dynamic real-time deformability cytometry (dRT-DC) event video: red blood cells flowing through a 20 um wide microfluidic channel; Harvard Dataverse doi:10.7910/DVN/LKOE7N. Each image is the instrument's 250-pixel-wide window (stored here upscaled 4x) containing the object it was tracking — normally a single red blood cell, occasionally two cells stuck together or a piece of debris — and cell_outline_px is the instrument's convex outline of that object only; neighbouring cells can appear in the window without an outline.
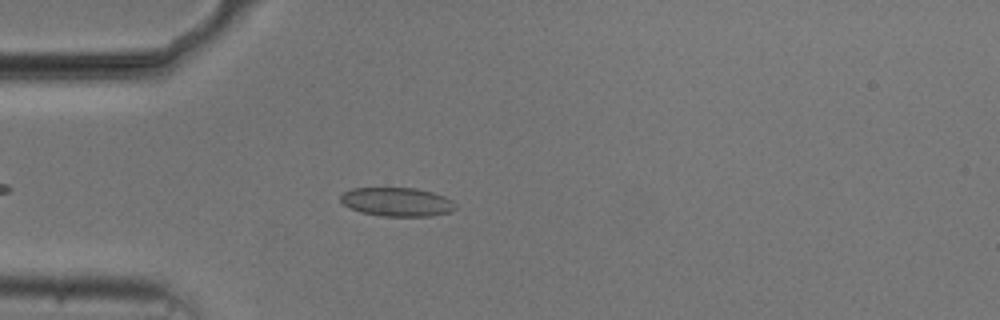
{"species": "common noctule bat (a hibernating species)", "species_latin": "Nyctalus noctula", "temperature_condition": "cold", "stored_images_in_passage": 46, "camera_frame_rate_fps": 3000, "um_per_image_px": 0.085, "animal": {"sex": "male", "body_mass_g": 20.5, "forearm_length_mm": 52.5}, "frame": {"image": 1, "passage_image": 7, "time_ms": 2.0, "image_size_px": [1000, 320], "cell_outline_px": [[456, 208], [452, 212], [432, 216], [380, 216], [360, 212], [348, 208], [340, 200], [340, 196], [344, 192], [352, 188], [416, 188], [432, 192], [444, 196], [452, 200], [456, 204]], "centroid_in_image_um": [33.75, 17.17], "position_along_channel_um": 51.2, "area_um2": 19.48}}
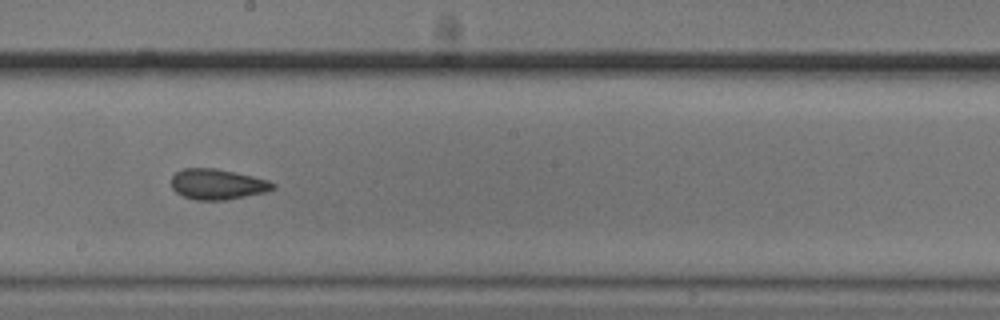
{"frame": {"image": 2, "passage_image": 22, "time_ms": 7.0, "image_size_px": [1000, 320], "cell_outline_px": [[276, 188], [264, 192], [224, 200], [196, 200], [184, 196], [176, 192], [172, 188], [172, 176], [176, 172], [184, 168], [216, 168], [252, 176], [268, 180], [276, 184]], "centroid_in_image_um": [18.48, 15.65], "position_along_channel_um": 229.7, "area_um2": 17.92}}
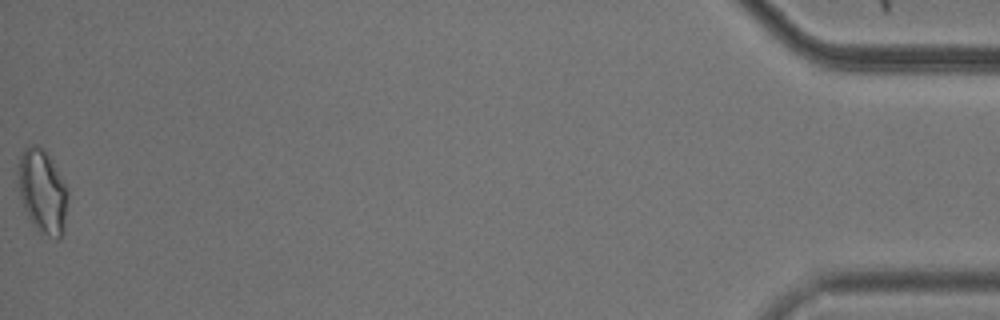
{"frame": {"image": 3, "passage_image": 46, "time_ms": 15.0, "image_size_px": [1000, 320], "cell_outline_px": [[68, 196], [64, 232], [60, 240], [56, 240], [48, 236], [36, 228], [32, 224], [24, 208], [20, 196], [20, 156], [24, 148], [32, 144], [36, 144], [52, 160], [68, 192]], "centroid_in_image_um": [3.65, 16.34], "position_along_channel_um": 431.6, "area_um2": 23.76}, "authors_computed_cell_mechanics": {"area_um2": 18.6983, "velocity_mm_per_s": 3.7465, "shape_relaxation_time_tau1_ms": 4.9757, "shape_relaxation_time_tau2_ms": 2.1366, "deformation_change_tau1": 0.082, "deformation_change_tau2": 0.0618}}